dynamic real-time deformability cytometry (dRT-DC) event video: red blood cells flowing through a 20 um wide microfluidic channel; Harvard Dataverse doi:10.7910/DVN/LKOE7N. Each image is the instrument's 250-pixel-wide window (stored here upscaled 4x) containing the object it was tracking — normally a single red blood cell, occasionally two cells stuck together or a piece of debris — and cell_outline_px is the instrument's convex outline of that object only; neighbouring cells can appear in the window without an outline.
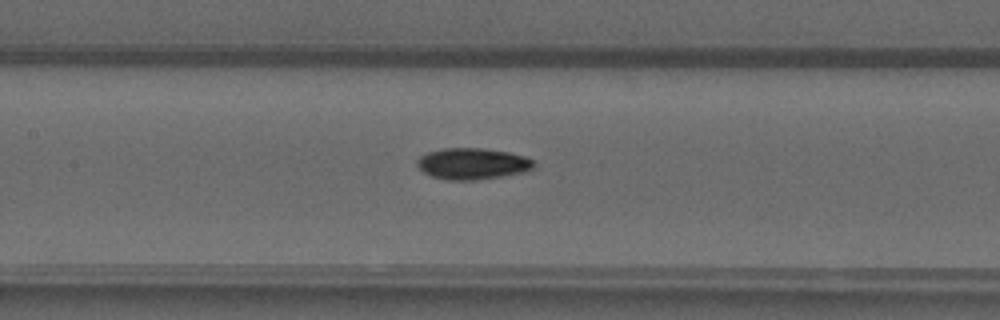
{"species": "common noctule bat (a hibernating species)", "species_latin": "Nyctalus noctula", "temperature_condition": "warm", "stored_images_in_passage": 42, "camera_frame_rate_fps": 3000, "um_per_image_px": 0.085, "animal": {"sex": "male", "forearm_length_mm": 52.5}, "frame": {"image": 1, "passage_image": 21, "time_ms": 6.667, "image_size_px": [1000, 320], "cell_outline_px": [[536, 164], [528, 172], [504, 176], [476, 180], [448, 180], [432, 176], [424, 172], [416, 164], [416, 160], [420, 156], [428, 152], [444, 148], [484, 148], [508, 152], [524, 156], [532, 160]], "centroid_in_image_um": [40.18, 13.92], "position_along_channel_um": 167.2, "area_um2": 21.44}}
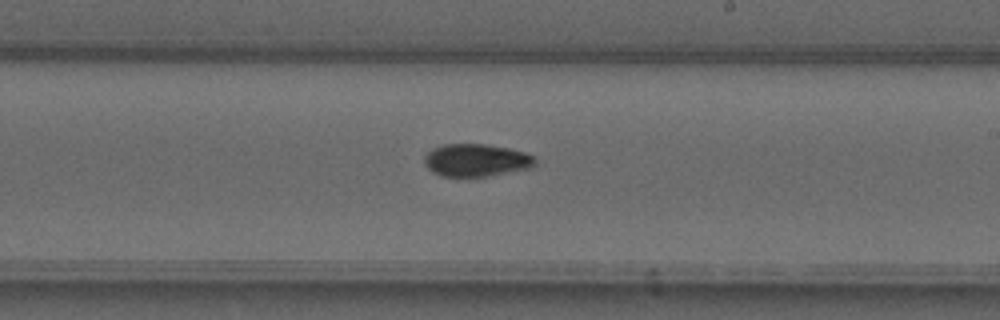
{"frame": {"image": 2, "passage_image": 27, "time_ms": 8.667, "image_size_px": [1000, 320], "cell_outline_px": [[536, 164], [532, 168], [484, 176], [440, 176], [432, 172], [424, 164], [424, 156], [432, 148], [444, 144], [484, 144], [508, 148], [524, 152], [532, 156], [536, 160]], "centroid_in_image_um": [40.45, 13.61], "position_along_channel_um": 248.5, "area_um2": 20.98}}
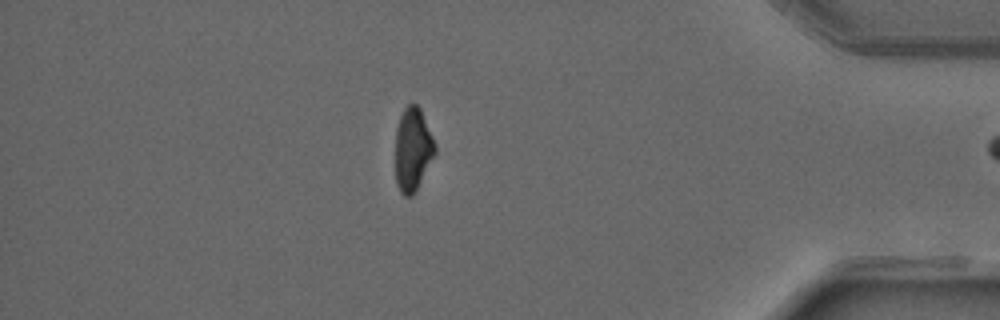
{"frame": {"image": 3, "passage_image": 41, "time_ms": 13.333, "image_size_px": [1000, 320], "cell_outline_px": [[436, 152], [412, 196], [404, 196], [400, 192], [396, 180], [396, 128], [400, 116], [404, 108], [408, 104], [416, 104], [420, 108], [432, 136], [436, 148]], "centroid_in_image_um": [35.07, 12.68], "position_along_channel_um": 400.1, "area_um2": 18.9}}